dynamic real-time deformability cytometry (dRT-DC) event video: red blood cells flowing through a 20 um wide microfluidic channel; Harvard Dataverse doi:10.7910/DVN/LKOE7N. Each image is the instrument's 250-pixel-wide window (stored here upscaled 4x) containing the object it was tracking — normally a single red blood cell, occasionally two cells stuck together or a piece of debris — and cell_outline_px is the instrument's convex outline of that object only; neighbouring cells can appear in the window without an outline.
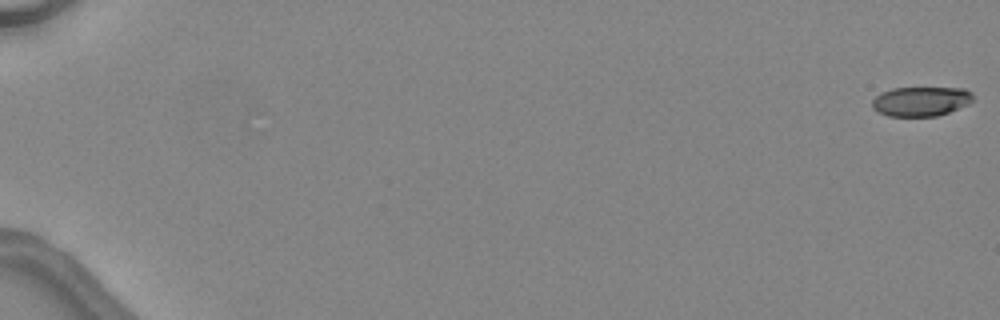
{"species": "common noctule bat (a hibernating species)", "species_latin": "Nyctalus noctula", "temperature_condition": "warm", "stored_images_in_passage": 48, "camera_frame_rate_fps": 3000, "um_per_image_px": 0.085, "animal": {"sex": "female", "body_mass_g": 24.6, "forearm_length_mm": 56.2}, "frame": {"image": 1, "passage_image": 1, "time_ms": 0.0, "image_size_px": [1000, 320], "cell_outline_px": [[972, 100], [968, 104], [948, 112], [936, 116], [888, 116], [876, 112], [872, 108], [872, 100], [880, 92], [892, 88], [964, 88], [972, 92]], "centroid_in_image_um": [78.23, 8.61], "position_along_channel_um": 6.8, "area_um2": 17.4}}
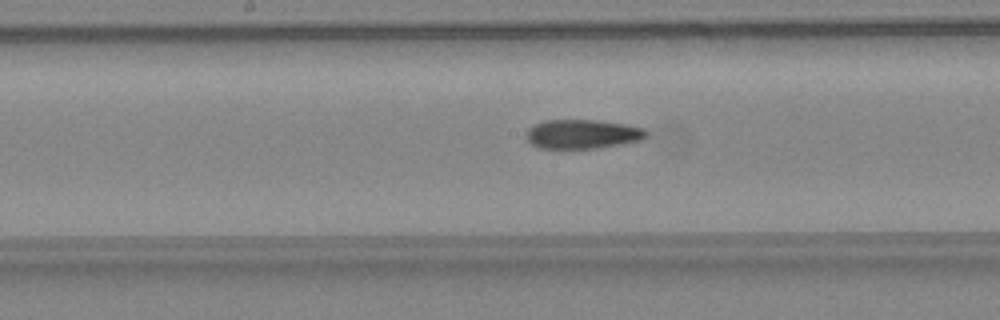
{"frame": {"image": 2, "passage_image": 28, "time_ms": 9.0, "image_size_px": [1000, 320], "cell_outline_px": [[648, 136], [640, 140], [620, 144], [596, 148], [536, 148], [528, 140], [528, 128], [544, 120], [600, 120], [624, 124], [644, 128], [648, 132]], "centroid_in_image_um": [49.53, 11.39], "position_along_channel_um": 198.7, "area_um2": 20.29}}
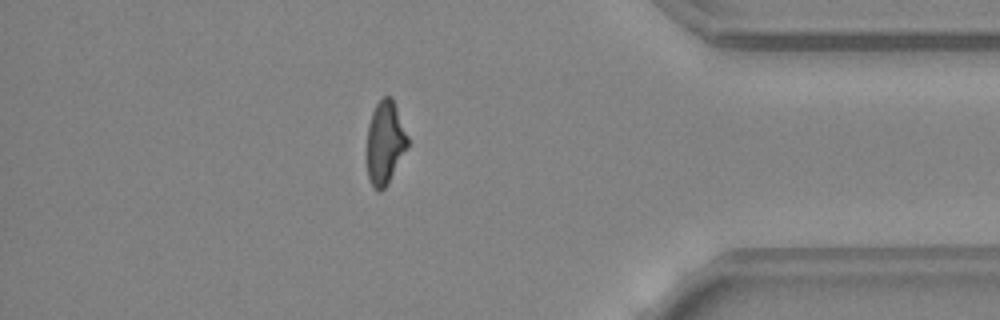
{"frame": {"image": 3, "passage_image": 43, "time_ms": 14.0, "image_size_px": [1000, 320], "cell_outline_px": [[408, 148], [388, 184], [380, 192], [376, 192], [368, 176], [364, 156], [368, 124], [372, 112], [376, 104], [384, 96], [392, 96], [408, 136]], "centroid_in_image_um": [32.69, 12.16], "position_along_channel_um": 402.5, "area_um2": 20.52}, "authors_computed_cell_mechanics": {"area_um2": 20.4034, "velocity_mm_per_s": 4.5754, "shape_relaxation_time_tau1_ms": null, "shape_relaxation_time_tau2_ms": 2.8116, "deformation_change_tau1": null, "deformation_change_tau2": 0.1132}}